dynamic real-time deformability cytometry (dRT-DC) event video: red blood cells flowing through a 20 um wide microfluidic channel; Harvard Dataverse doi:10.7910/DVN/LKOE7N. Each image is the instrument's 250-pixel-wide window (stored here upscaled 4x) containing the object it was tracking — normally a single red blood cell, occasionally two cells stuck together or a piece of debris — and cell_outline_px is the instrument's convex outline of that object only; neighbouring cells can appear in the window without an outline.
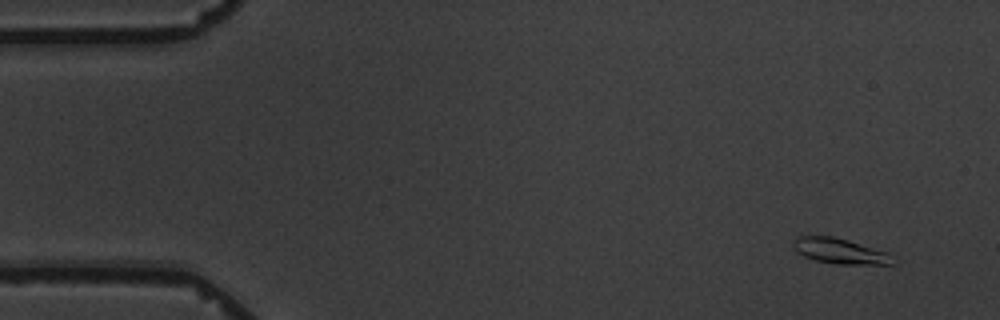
{"species": "common noctule bat (a hibernating species)", "species_latin": "Nyctalus noctula", "temperature_condition": "warm", "stored_images_in_passage": 6, "camera_frame_rate_fps": 3000, "um_per_image_px": 0.085, "animal": {"sex": "male", "body_mass_g": 19.5, "forearm_length_mm": 54.6}, "frame": {"image": 1, "passage_image": 1, "time_ms": 0.0, "image_size_px": [1000, 320], "cell_outline_px": [[892, 264], [836, 264], [816, 260], [804, 256], [796, 252], [792, 244], [792, 240], [796, 236], [832, 236], [848, 240], [888, 252]], "centroid_in_image_um": [71.31, 21.32], "position_along_channel_um": 13.7, "area_um2": 14.57}}
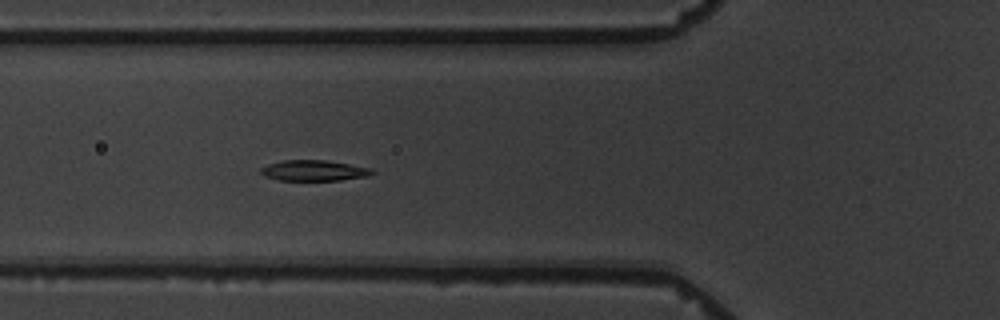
{"frame": {"image": 2, "passage_image": 6, "time_ms": 5.667, "image_size_px": [1000, 320], "cell_outline_px": [[376, 172], [368, 176], [340, 180], [280, 180], [264, 176], [260, 172], [260, 168], [268, 164], [284, 160], [324, 160], [372, 168]], "centroid_in_image_um": [26.69, 14.49], "position_along_channel_um": 99.1, "area_um2": 13.35}}